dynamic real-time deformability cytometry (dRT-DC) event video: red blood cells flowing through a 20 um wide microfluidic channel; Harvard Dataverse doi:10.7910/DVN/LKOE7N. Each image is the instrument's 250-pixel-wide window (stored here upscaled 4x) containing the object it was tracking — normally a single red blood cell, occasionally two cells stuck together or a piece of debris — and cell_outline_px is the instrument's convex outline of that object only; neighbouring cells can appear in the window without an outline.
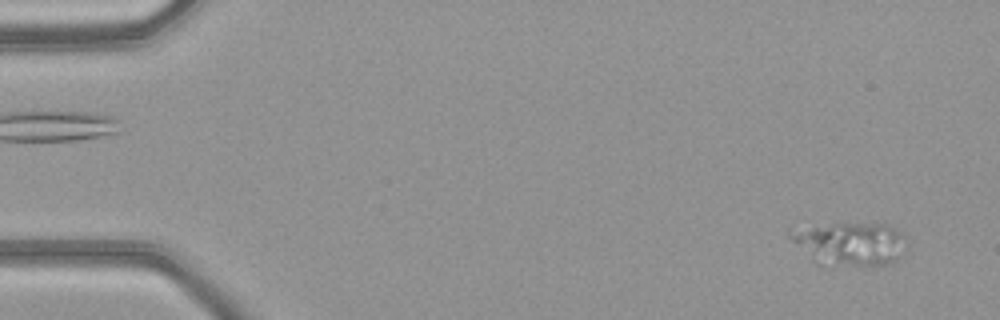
{"species": "common noctule bat (a hibernating species)", "species_latin": "Nyctalus noctula", "temperature_condition": "warm", "stored_images_in_passage": 51, "camera_frame_rate_fps": 3000, "um_per_image_px": 0.085, "animal": {"sex": "female", "body_mass_g": 21.9}, "frame": {"image": 1, "passage_image": 3, "time_ms": 0.667, "image_size_px": [1000, 320], "cell_outline_px": [[904, 252], [896, 260], [888, 264], [832, 268], [792, 240], [788, 236], [788, 228], [832, 224], [884, 224], [896, 228], [904, 236]], "centroid_in_image_um": [72.31, 20.71], "position_along_channel_um": 12.7, "area_um2": 28.84}}
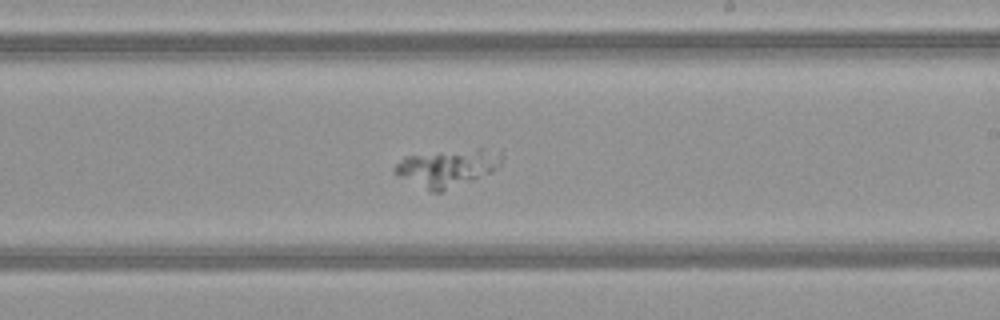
{"frame": {"image": 2, "passage_image": 30, "time_ms": 9.667, "image_size_px": [1000, 320], "cell_outline_px": [[504, 156], [500, 164], [492, 172], [444, 192], [432, 192], [396, 176], [392, 168], [400, 160], [408, 156], [440, 152], [476, 148], [484, 148], [500, 152]], "centroid_in_image_um": [38.04, 14.28], "position_along_channel_um": 251.0, "area_um2": 23.35}}
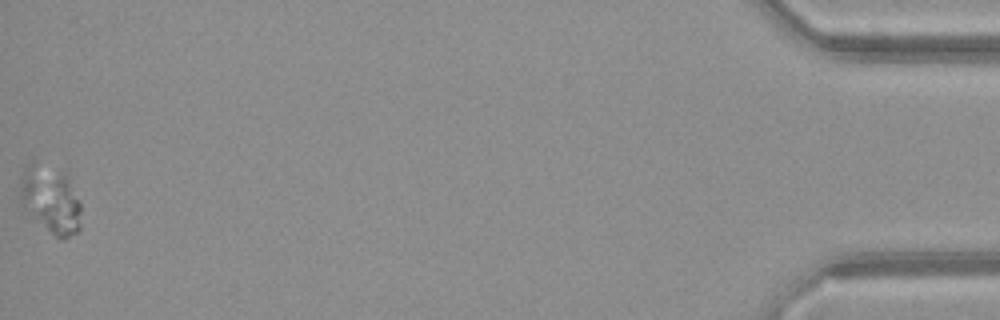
{"frame": {"image": 3, "passage_image": 51, "time_ms": 16.667, "image_size_px": [1000, 320], "cell_outline_px": [[80, 228], [76, 232], [64, 240], [56, 236], [24, 208], [20, 200], [20, 172], [32, 160], [64, 172], [68, 176], [80, 204]], "centroid_in_image_um": [4.28, 16.9], "position_along_channel_um": 430.9, "area_um2": 23.81}}